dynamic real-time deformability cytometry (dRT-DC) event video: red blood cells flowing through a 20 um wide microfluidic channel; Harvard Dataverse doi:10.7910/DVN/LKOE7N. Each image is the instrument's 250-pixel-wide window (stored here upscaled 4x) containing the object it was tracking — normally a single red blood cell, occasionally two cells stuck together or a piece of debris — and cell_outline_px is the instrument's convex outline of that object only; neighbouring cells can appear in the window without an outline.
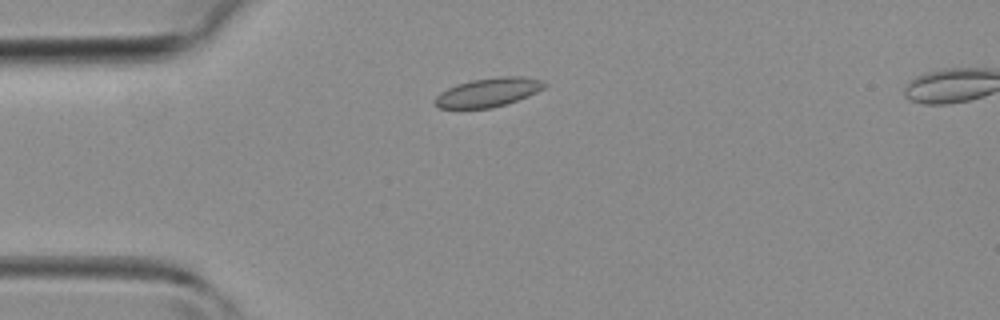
{"species": "common noctule bat (a hibernating species)", "species_latin": "Nyctalus noctula", "temperature_condition": "room temperature", "stored_images_in_passage": 40, "camera_frame_rate_fps": 3000, "um_per_image_px": 0.085, "animal": {"sex": "female", "body_mass_g": 19.3, "forearm_length_mm": 54.1}, "frame": {"image": 1, "passage_image": 8, "time_ms": 2.333, "image_size_px": [1000, 320], "cell_outline_px": [[548, 84], [544, 88], [528, 96], [492, 108], [440, 108], [436, 104], [436, 96], [440, 92], [456, 84], [472, 80], [500, 76], [520, 76], [540, 80]], "centroid_in_image_um": [41.51, 7.84], "position_along_channel_um": 43.5, "area_um2": 18.15}}
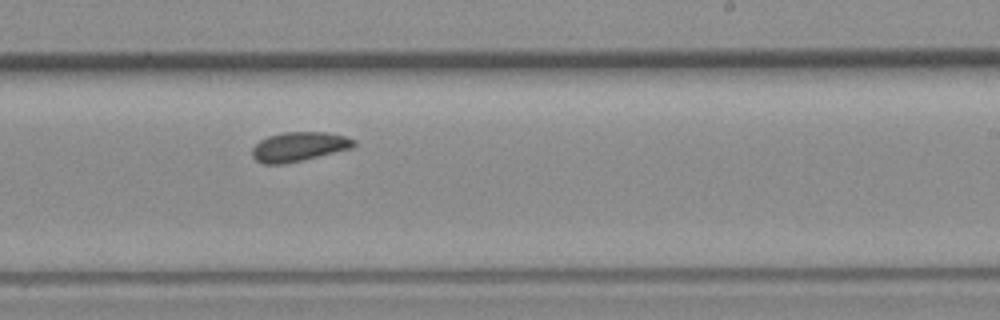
{"frame": {"image": 2, "passage_image": 23, "time_ms": 7.333, "image_size_px": [1000, 320], "cell_outline_px": [[356, 144], [352, 148], [304, 160], [284, 164], [264, 164], [256, 160], [252, 156], [252, 148], [260, 140], [268, 136], [284, 132], [324, 132], [344, 136], [356, 140]], "centroid_in_image_um": [25.4, 12.47], "position_along_channel_um": 263.6, "area_um2": 17.4}}
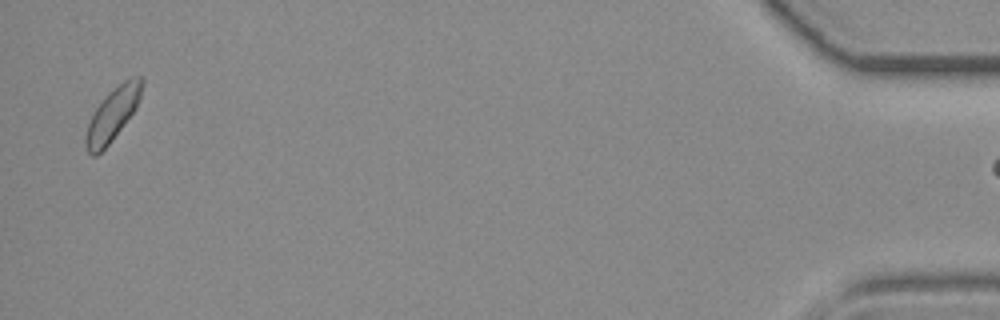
{"frame": {"image": 3, "passage_image": 39, "time_ms": 12.667, "image_size_px": [1000, 320], "cell_outline_px": [[144, 80], [140, 96], [136, 108], [108, 144], [96, 156], [92, 156], [88, 152], [84, 144], [84, 136], [92, 112], [108, 92], [124, 80], [132, 76], [140, 76]], "centroid_in_image_um": [9.54, 9.7], "position_along_channel_um": 425.7, "area_um2": 17.17}}